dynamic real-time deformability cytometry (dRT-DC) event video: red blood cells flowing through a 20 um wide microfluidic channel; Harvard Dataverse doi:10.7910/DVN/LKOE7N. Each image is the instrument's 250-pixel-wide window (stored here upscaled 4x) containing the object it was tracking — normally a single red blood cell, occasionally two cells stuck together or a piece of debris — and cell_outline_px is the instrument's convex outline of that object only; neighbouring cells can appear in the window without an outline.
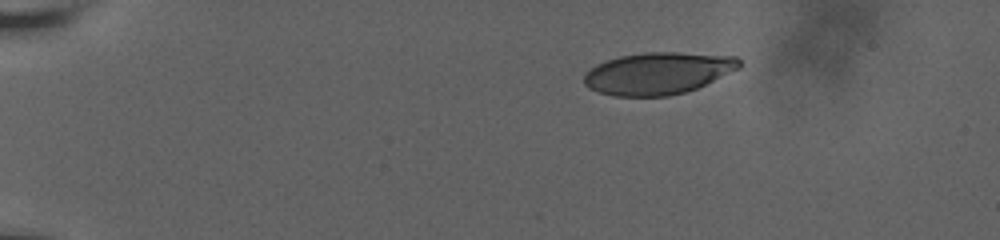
{"species": "human", "species_latin": "Homo sapiens", "temperature_condition": "room temperature", "stored_images_in_passage": 49, "camera_frame_rate_fps": 3000, "um_per_image_px": 0.085, "donor": {"sex": "male"}, "frame": {"image": 1, "passage_image": 1, "time_ms": 0.0, "image_size_px": [1000, 240], "cell_outline_px": [[740, 68], [696, 88], [684, 92], [668, 96], [616, 96], [600, 92], [588, 88], [584, 84], [584, 76], [596, 64], [620, 56], [644, 52], [676, 52], [736, 56], [740, 60]], "centroid_in_image_um": [55.93, 6.22], "position_along_channel_um": 29.1, "area_um2": 37.74}}
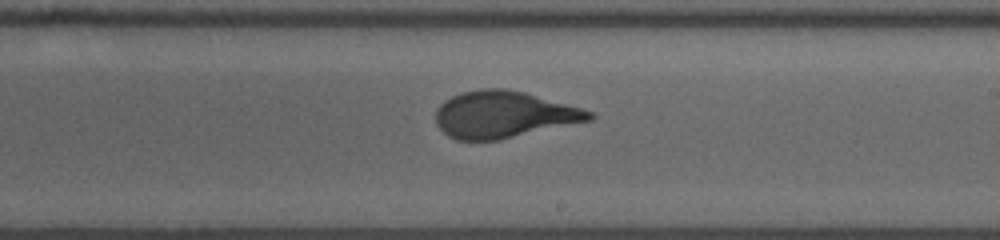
{"frame": {"image": 2, "passage_image": 27, "time_ms": 8.667, "image_size_px": [1000, 240], "cell_outline_px": [[596, 116], [592, 120], [496, 140], [456, 140], [448, 136], [436, 124], [436, 108], [444, 100], [460, 92], [480, 88], [504, 88], [524, 92], [580, 108], [592, 112]], "centroid_in_image_um": [42.77, 9.73], "position_along_channel_um": 246.2, "area_um2": 41.62}}
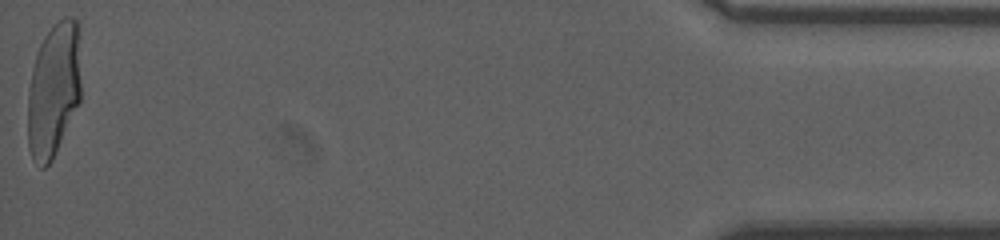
{"frame": {"image": 3, "passage_image": 49, "time_ms": 16.0, "image_size_px": [1000, 240], "cell_outline_px": [[80, 100], [52, 160], [44, 168], [40, 168], [32, 160], [28, 148], [28, 88], [32, 68], [40, 44], [44, 36], [52, 24], [64, 16], [72, 16], [76, 20], [80, 28]], "centroid_in_image_um": [4.56, 7.59], "position_along_channel_um": 430.6, "area_um2": 42.31}, "authors_computed_cell_mechanics": {"area_um2": 41.5004, "velocity_mm_per_s": 3.665, "shape_relaxation_time_tau1_ms": 6.1202, "shape_relaxation_time_tau2_ms": null, "deformation_change_tau1": 0.2311, "deformation_change_tau2": null}}